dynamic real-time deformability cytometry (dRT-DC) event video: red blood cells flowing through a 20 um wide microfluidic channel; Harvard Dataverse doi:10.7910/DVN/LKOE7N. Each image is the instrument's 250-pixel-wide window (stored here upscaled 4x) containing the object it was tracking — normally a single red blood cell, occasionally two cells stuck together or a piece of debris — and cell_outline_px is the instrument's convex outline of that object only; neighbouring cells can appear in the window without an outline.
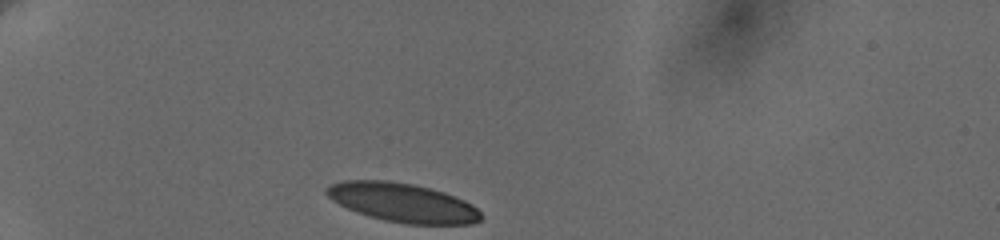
{"species": "human", "species_latin": "Homo sapiens", "temperature_condition": "cold", "stored_images_in_passage": 5, "camera_frame_rate_fps": 3000, "um_per_image_px": 0.085, "donor": {"sex": "female"}, "frame": {"image": 1, "passage_image": 1, "time_ms": 0.0, "image_size_px": [1000, 240], "cell_outline_px": [[484, 216], [480, 220], [472, 224], [404, 224], [384, 220], [368, 216], [356, 212], [332, 200], [324, 192], [324, 188], [332, 184], [344, 180], [388, 180], [412, 184], [432, 188], [444, 192], [464, 200], [472, 204]], "centroid_in_image_um": [34.23, 17.22], "position_along_channel_um": 50.8, "area_um2": 35.2}}